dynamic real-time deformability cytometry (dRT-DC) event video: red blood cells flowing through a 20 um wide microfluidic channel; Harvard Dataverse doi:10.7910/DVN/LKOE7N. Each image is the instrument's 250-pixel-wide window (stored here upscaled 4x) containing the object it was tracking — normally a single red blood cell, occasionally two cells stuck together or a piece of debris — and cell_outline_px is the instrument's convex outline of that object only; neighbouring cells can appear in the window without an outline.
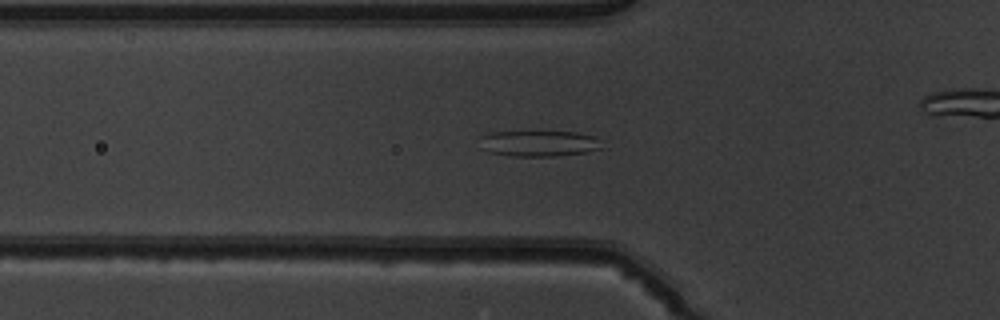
{"species": "common noctule bat (a hibernating species)", "species_latin": "Nyctalus noctula", "temperature_condition": "warm", "stored_images_in_passage": 53, "camera_frame_rate_fps": 3000, "um_per_image_px": 0.085, "animal": {"sex": "male", "body_mass_g": 19.5, "forearm_length_mm": 54.6}, "frame": {"image": 1, "passage_image": 19, "time_ms": 6.0, "image_size_px": [1000, 320], "cell_outline_px": [[600, 148], [584, 152], [552, 156], [516, 156], [488, 152], [480, 148], [480, 136], [488, 132], [576, 132], [596, 136], [600, 140]], "centroid_in_image_um": [45.75, 12.18], "position_along_channel_um": 80.1, "area_um2": 18.32}}
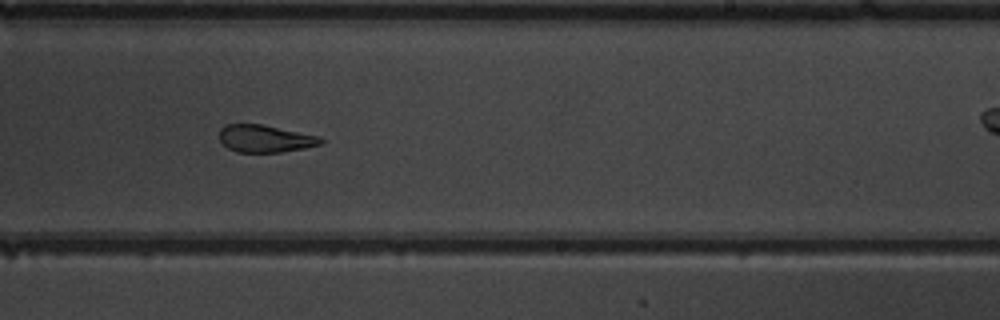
{"frame": {"image": 2, "passage_image": 33, "time_ms": 10.667, "image_size_px": [1000, 320], "cell_outline_px": [[324, 144], [304, 148], [280, 152], [236, 152], [228, 148], [220, 140], [220, 128], [228, 124], [264, 124], [320, 136], [324, 140]], "centroid_in_image_um": [22.58, 11.78], "position_along_channel_um": 266.4, "area_um2": 16.3}}
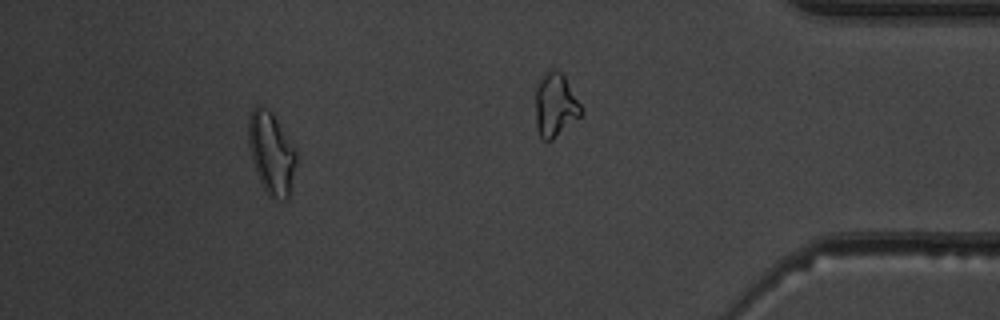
{"frame": {"image": 3, "passage_image": 48, "time_ms": 15.667, "image_size_px": [1000, 320], "cell_outline_px": [[296, 164], [288, 200], [284, 200], [268, 196], [256, 172], [252, 160], [248, 144], [248, 116], [252, 108], [256, 104], [260, 104], [268, 108], [272, 112], [296, 152]], "centroid_in_image_um": [23.03, 12.97], "position_along_channel_um": 412.2, "area_um2": 22.83}, "authors_computed_cell_mechanics": {"area_um2": 19.3052, "velocity_mm_per_s": 3.9991, "shape_relaxation_time_tau1_ms": null, "shape_relaxation_time_tau2_ms": 2.2251, "deformation_change_tau1": null, "deformation_change_tau2": 0.089}}